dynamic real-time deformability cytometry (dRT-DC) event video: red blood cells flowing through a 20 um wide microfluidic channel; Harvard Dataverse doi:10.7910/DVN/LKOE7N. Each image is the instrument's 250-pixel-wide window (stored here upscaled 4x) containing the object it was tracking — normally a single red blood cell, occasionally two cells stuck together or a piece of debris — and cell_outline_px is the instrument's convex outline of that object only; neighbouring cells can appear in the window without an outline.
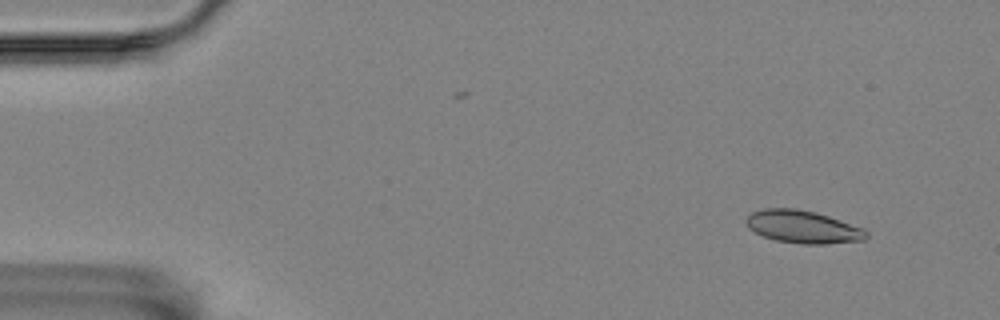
{"species": "Egyptian fruit bat (a non-hibernating species)", "species_latin": "Rousettus aegyptiacus", "temperature_condition": "room temperature", "stored_images_in_passage": 53, "camera_frame_rate_fps": 3000, "um_per_image_px": 0.085, "animal": {"sex": "female"}, "frame": {"image": 1, "passage_image": 1, "time_ms": 0.0, "image_size_px": [1000, 320], "cell_outline_px": [[868, 236], [864, 240], [824, 244], [804, 244], [776, 240], [764, 236], [748, 228], [748, 216], [752, 212], [764, 208], [792, 208], [812, 212], [828, 216], [864, 228], [868, 232]], "centroid_in_image_um": [68.28, 19.29], "position_along_channel_um": 16.7, "area_um2": 22.54}}
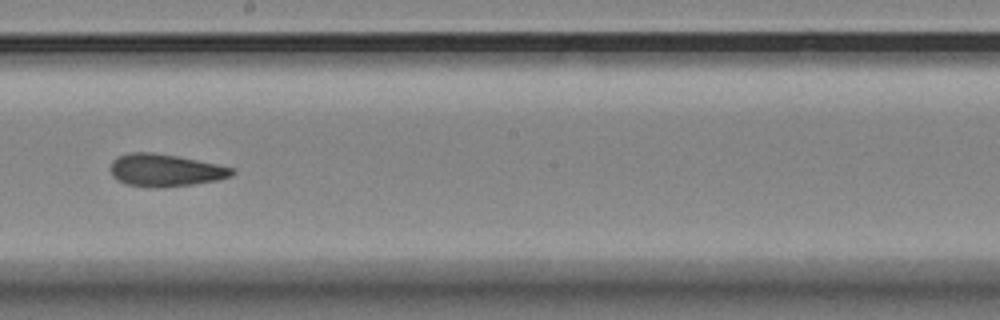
{"frame": {"image": 2, "passage_image": 28, "time_ms": 9.0, "image_size_px": [1000, 320], "cell_outline_px": [[236, 172], [232, 176], [216, 180], [192, 184], [160, 188], [148, 188], [124, 184], [116, 180], [112, 176], [112, 160], [120, 156], [132, 152], [152, 152], [176, 156], [216, 164], [232, 168]], "centroid_in_image_um": [14.02, 14.49], "position_along_channel_um": 234.2, "area_um2": 22.89}}
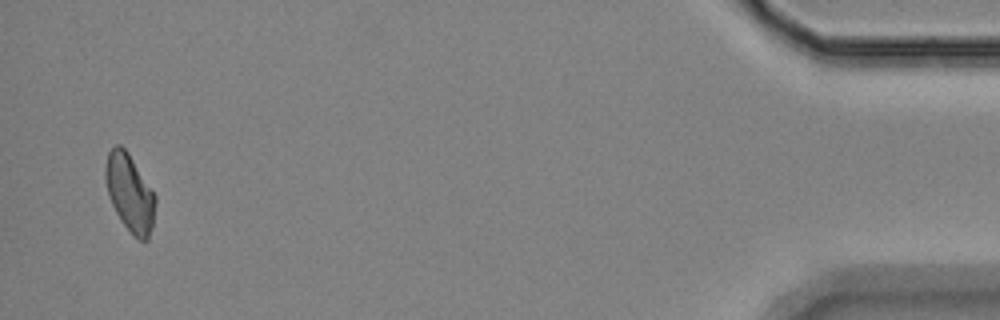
{"frame": {"image": 3, "passage_image": 51, "time_ms": 16.667, "image_size_px": [1000, 320], "cell_outline_px": [[156, 200], [152, 224], [148, 240], [140, 240], [120, 220], [108, 196], [104, 176], [104, 168], [108, 152], [116, 144], [120, 144], [128, 152], [156, 196]], "centroid_in_image_um": [11.0, 16.35], "position_along_channel_um": 424.2, "area_um2": 22.25}, "authors_computed_cell_mechanics": {"area_um2": 22.831, "velocity_mm_per_s": 3.5105, "shape_relaxation_time_tau1_ms": 4.5057, "shape_relaxation_time_tau2_ms": 2.3534, "deformation_change_tau1": 0.1144, "deformation_change_tau2": 0.0689}}